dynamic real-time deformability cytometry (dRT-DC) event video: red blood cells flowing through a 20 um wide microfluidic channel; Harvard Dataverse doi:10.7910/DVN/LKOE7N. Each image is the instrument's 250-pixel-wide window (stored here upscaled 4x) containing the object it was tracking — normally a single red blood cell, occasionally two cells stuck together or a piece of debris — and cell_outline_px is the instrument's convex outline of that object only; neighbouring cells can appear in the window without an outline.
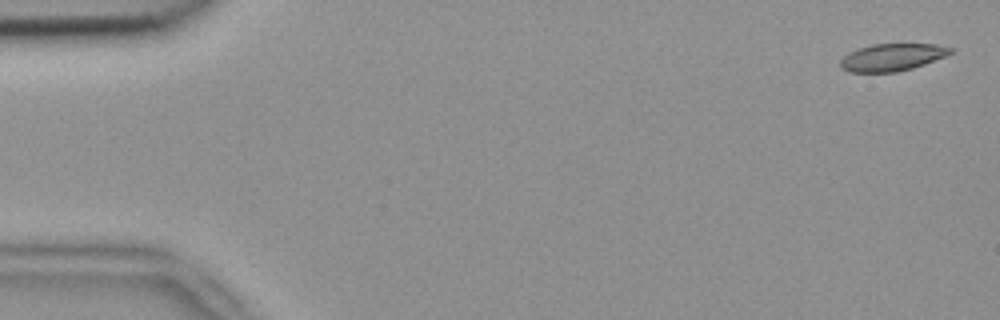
{"species": "common noctule bat (a hibernating species)", "species_latin": "Nyctalus noctula", "temperature_condition": "room temperature", "stored_images_in_passage": 5, "camera_frame_rate_fps": 3000, "um_per_image_px": 0.085, "animal": {"sex": "female", "body_mass_g": 18.4}, "frame": {"image": 1, "passage_image": 1, "time_ms": 0.0, "image_size_px": [1000, 320], "cell_outline_px": [[952, 52], [944, 56], [924, 64], [912, 68], [896, 72], [848, 72], [840, 68], [840, 60], [848, 52], [872, 44], [936, 44], [952, 48]], "centroid_in_image_um": [75.78, 4.87], "position_along_channel_um": 9.2, "area_um2": 17.4}}
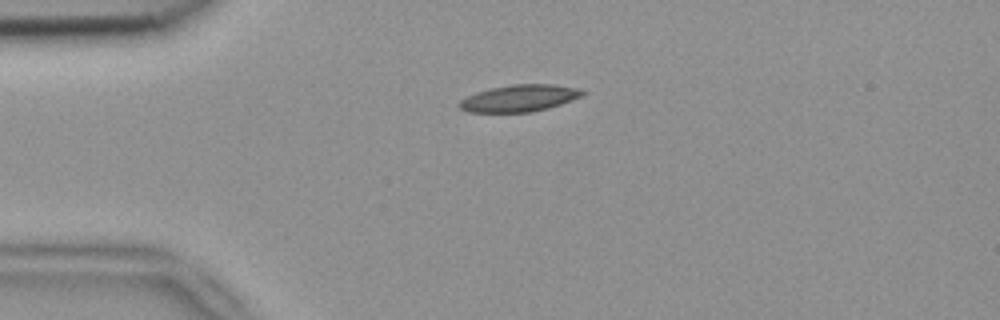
{"frame": {"image": 2, "passage_image": 4, "time_ms": 1.0, "image_size_px": [1000, 320], "cell_outline_px": [[584, 92], [580, 96], [572, 100], [548, 108], [532, 112], [468, 112], [460, 108], [456, 104], [460, 100], [476, 92], [492, 88], [512, 84], [556, 84], [576, 88]], "centroid_in_image_um": [44.1, 8.35], "position_along_channel_um": 40.9, "area_um2": 19.13}}